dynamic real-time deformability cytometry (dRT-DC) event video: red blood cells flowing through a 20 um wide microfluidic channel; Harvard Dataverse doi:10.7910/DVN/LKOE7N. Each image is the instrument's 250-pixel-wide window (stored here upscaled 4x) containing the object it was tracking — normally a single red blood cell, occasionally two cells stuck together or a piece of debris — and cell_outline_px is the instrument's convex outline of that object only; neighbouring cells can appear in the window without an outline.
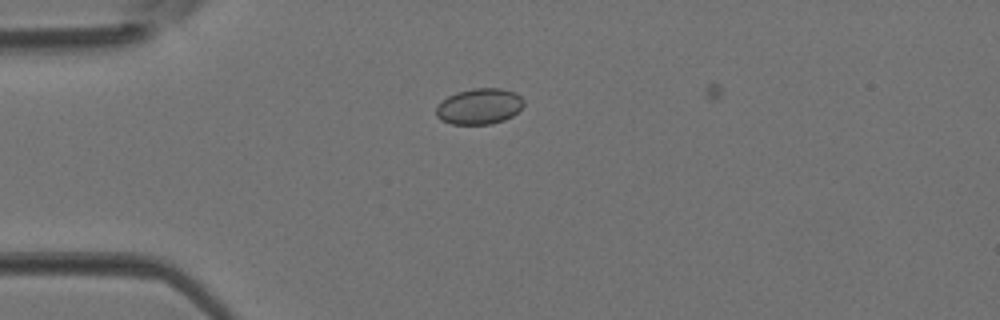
{"species": "Egyptian fruit bat (a non-hibernating species)", "species_latin": "Rousettus aegyptiacus", "temperature_condition": "room temperature", "stored_images_in_passage": 5, "camera_frame_rate_fps": 3000, "um_per_image_px": 0.085, "animal": {"sex": "female"}, "frame": {"image": 1, "passage_image": 3, "time_ms": 0.667, "image_size_px": [1000, 320], "cell_outline_px": [[524, 104], [512, 116], [504, 120], [492, 124], [452, 124], [440, 120], [436, 116], [436, 108], [448, 96], [456, 92], [472, 88], [500, 88], [512, 92], [520, 96], [524, 100]], "centroid_in_image_um": [40.73, 9.04], "position_along_channel_um": 44.3, "area_um2": 18.21}}